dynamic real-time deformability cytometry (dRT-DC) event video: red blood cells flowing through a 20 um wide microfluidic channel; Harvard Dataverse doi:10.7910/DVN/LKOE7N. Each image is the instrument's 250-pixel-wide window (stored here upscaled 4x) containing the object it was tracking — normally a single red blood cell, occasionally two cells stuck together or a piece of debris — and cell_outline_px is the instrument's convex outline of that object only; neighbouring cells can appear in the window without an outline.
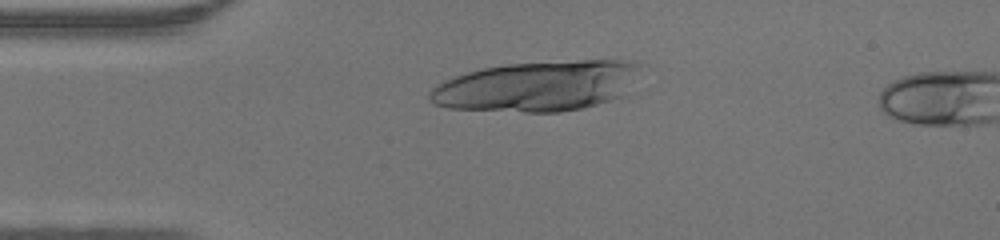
{"species": "human", "species_latin": "Homo sapiens", "temperature_condition": "warm", "stored_images_in_passage": 16, "camera_frame_rate_fps": 3000, "um_per_image_px": 0.085, "donor": {"sex": "male"}, "frame": {"image": 1, "passage_image": 10, "time_ms": 3.0, "image_size_px": [1000, 240], "cell_outline_px": [[636, 68], [624, 96], [612, 100], [584, 108], [560, 112], [524, 112], [448, 108], [436, 104], [428, 96], [428, 92], [436, 84], [444, 80], [468, 72], [484, 68], [508, 64], [584, 60], [636, 60]], "centroid_in_image_um": [45.62, 7.33], "position_along_channel_um": 39.4, "area_um2": 61.09}}